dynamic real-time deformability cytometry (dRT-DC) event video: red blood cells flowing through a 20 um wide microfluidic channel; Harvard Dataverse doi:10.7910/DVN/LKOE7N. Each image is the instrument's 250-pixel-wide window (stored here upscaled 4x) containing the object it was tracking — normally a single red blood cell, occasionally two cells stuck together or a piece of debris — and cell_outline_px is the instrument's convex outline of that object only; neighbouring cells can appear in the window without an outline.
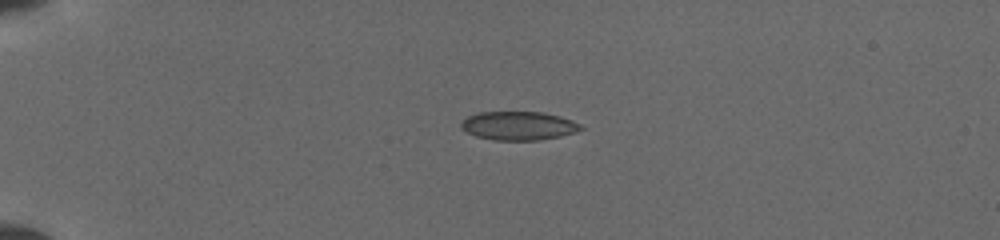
{"species": "common noctule bat (a hibernating species)", "species_latin": "Nyctalus noctula", "temperature_condition": "cold", "stored_images_in_passage": 6, "camera_frame_rate_fps": 3000, "um_per_image_px": 0.085, "animal": {"sex": "female", "body_mass_g": 19.5, "forearm_length_mm": 54.1}, "frame": {"image": 1, "passage_image": 1, "time_ms": 0.0, "image_size_px": [1000, 240], "cell_outline_px": [[584, 128], [576, 132], [560, 136], [536, 140], [492, 140], [476, 136], [468, 132], [460, 124], [468, 116], [480, 112], [544, 112], [560, 116], [572, 120], [580, 124]], "centroid_in_image_um": [44.11, 10.68], "position_along_channel_um": 40.9, "area_um2": 19.83}}
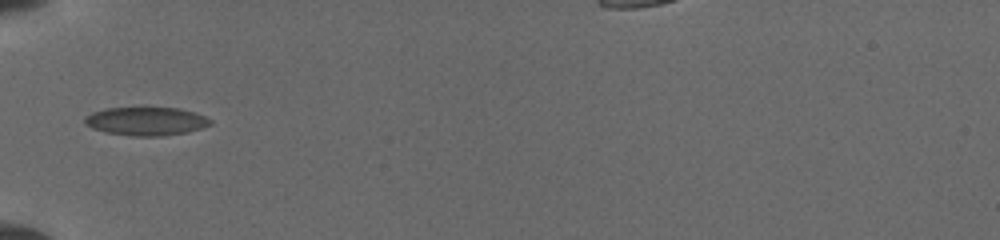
{"frame": {"image": 2, "passage_image": 5, "time_ms": 2.0, "image_size_px": [1000, 240], "cell_outline_px": [[212, 124], [188, 132], [160, 136], [132, 136], [104, 132], [92, 128], [84, 124], [84, 116], [92, 112], [104, 108], [180, 108], [196, 112], [212, 120]], "centroid_in_image_um": [12.4, 10.3], "position_along_channel_um": 72.6, "area_um2": 20.92}}